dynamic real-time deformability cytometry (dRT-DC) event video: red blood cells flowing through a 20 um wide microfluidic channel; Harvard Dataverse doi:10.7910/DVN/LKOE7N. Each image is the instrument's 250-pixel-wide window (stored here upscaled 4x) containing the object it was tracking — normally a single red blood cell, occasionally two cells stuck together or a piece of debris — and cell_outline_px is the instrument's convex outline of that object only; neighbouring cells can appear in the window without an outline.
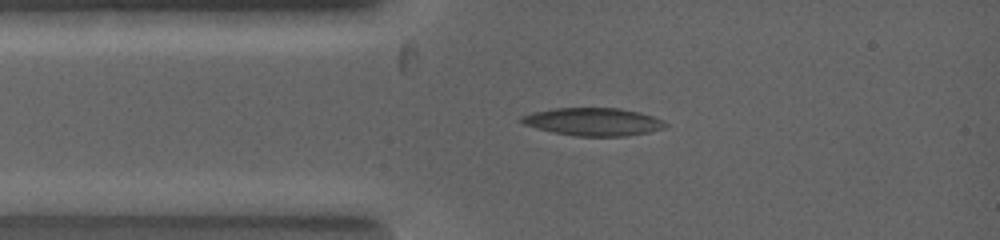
{"species": "common noctule bat (a hibernating species)", "species_latin": "Nyctalus noctula", "temperature_condition": "warm", "stored_images_in_passage": 2, "camera_frame_rate_fps": 5000, "um_per_image_px": 0.085, "animal": {"sex": "female", "body_mass_g": 19.0, "forearm_length_mm": 53.3}, "frame": {"image": 1, "passage_image": 2, "time_ms": 1.0, "image_size_px": [1000, 240], "cell_outline_px": [[668, 124], [664, 128], [648, 132], [624, 136], [576, 136], [552, 132], [520, 124], [516, 120], [520, 116], [532, 112], [556, 108], [620, 108], [640, 112], [664, 120]], "centroid_in_image_um": [50.37, 10.34], "position_along_channel_um": 34.6, "area_um2": 23.58}}